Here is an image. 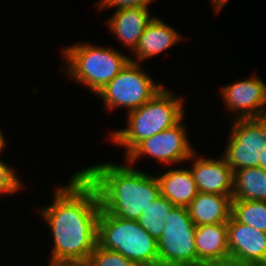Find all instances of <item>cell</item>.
Wrapping results in <instances>:
<instances>
[{
    "label": "cell",
    "instance_id": "obj_1",
    "mask_svg": "<svg viewBox=\"0 0 266 266\" xmlns=\"http://www.w3.org/2000/svg\"><path fill=\"white\" fill-rule=\"evenodd\" d=\"M55 187L52 203L38 213L52 235L50 260L87 262L97 245L100 203L95 188L76 170Z\"/></svg>",
    "mask_w": 266,
    "mask_h": 266
},
{
    "label": "cell",
    "instance_id": "obj_2",
    "mask_svg": "<svg viewBox=\"0 0 266 266\" xmlns=\"http://www.w3.org/2000/svg\"><path fill=\"white\" fill-rule=\"evenodd\" d=\"M95 188L100 209L118 218L137 220L160 195L156 175L135 166L100 163L78 170Z\"/></svg>",
    "mask_w": 266,
    "mask_h": 266
},
{
    "label": "cell",
    "instance_id": "obj_3",
    "mask_svg": "<svg viewBox=\"0 0 266 266\" xmlns=\"http://www.w3.org/2000/svg\"><path fill=\"white\" fill-rule=\"evenodd\" d=\"M184 98L163 87L141 107L127 112L125 128L112 130L109 141L124 147L126 156L140 141L179 123L185 116Z\"/></svg>",
    "mask_w": 266,
    "mask_h": 266
},
{
    "label": "cell",
    "instance_id": "obj_4",
    "mask_svg": "<svg viewBox=\"0 0 266 266\" xmlns=\"http://www.w3.org/2000/svg\"><path fill=\"white\" fill-rule=\"evenodd\" d=\"M65 65L60 67L69 80L97 94L131 61L114 47L75 43L62 50Z\"/></svg>",
    "mask_w": 266,
    "mask_h": 266
},
{
    "label": "cell",
    "instance_id": "obj_5",
    "mask_svg": "<svg viewBox=\"0 0 266 266\" xmlns=\"http://www.w3.org/2000/svg\"><path fill=\"white\" fill-rule=\"evenodd\" d=\"M97 244L122 254L138 266L159 264L157 241L136 220L118 218L100 209Z\"/></svg>",
    "mask_w": 266,
    "mask_h": 266
},
{
    "label": "cell",
    "instance_id": "obj_6",
    "mask_svg": "<svg viewBox=\"0 0 266 266\" xmlns=\"http://www.w3.org/2000/svg\"><path fill=\"white\" fill-rule=\"evenodd\" d=\"M163 87L162 83L158 84L144 71L141 63L130 61L96 95L103 99V105L108 112L121 107L127 113L141 107Z\"/></svg>",
    "mask_w": 266,
    "mask_h": 266
},
{
    "label": "cell",
    "instance_id": "obj_7",
    "mask_svg": "<svg viewBox=\"0 0 266 266\" xmlns=\"http://www.w3.org/2000/svg\"><path fill=\"white\" fill-rule=\"evenodd\" d=\"M226 148L221 154L233 173L244 168H263L266 148V118L231 121Z\"/></svg>",
    "mask_w": 266,
    "mask_h": 266
},
{
    "label": "cell",
    "instance_id": "obj_8",
    "mask_svg": "<svg viewBox=\"0 0 266 266\" xmlns=\"http://www.w3.org/2000/svg\"><path fill=\"white\" fill-rule=\"evenodd\" d=\"M196 225L187 207L174 206L157 241L159 264L193 266L202 264L195 246Z\"/></svg>",
    "mask_w": 266,
    "mask_h": 266
},
{
    "label": "cell",
    "instance_id": "obj_9",
    "mask_svg": "<svg viewBox=\"0 0 266 266\" xmlns=\"http://www.w3.org/2000/svg\"><path fill=\"white\" fill-rule=\"evenodd\" d=\"M184 118L176 125L140 141L125 157V161L134 167L142 157L155 159L158 164L172 166L187 162L196 150L188 138ZM140 159V160H139Z\"/></svg>",
    "mask_w": 266,
    "mask_h": 266
},
{
    "label": "cell",
    "instance_id": "obj_10",
    "mask_svg": "<svg viewBox=\"0 0 266 266\" xmlns=\"http://www.w3.org/2000/svg\"><path fill=\"white\" fill-rule=\"evenodd\" d=\"M220 89L219 95L225 102V108L233 114L230 120L263 117L266 109V83L257 74L238 79Z\"/></svg>",
    "mask_w": 266,
    "mask_h": 266
},
{
    "label": "cell",
    "instance_id": "obj_11",
    "mask_svg": "<svg viewBox=\"0 0 266 266\" xmlns=\"http://www.w3.org/2000/svg\"><path fill=\"white\" fill-rule=\"evenodd\" d=\"M229 266H266V233L238 222H227Z\"/></svg>",
    "mask_w": 266,
    "mask_h": 266
},
{
    "label": "cell",
    "instance_id": "obj_12",
    "mask_svg": "<svg viewBox=\"0 0 266 266\" xmlns=\"http://www.w3.org/2000/svg\"><path fill=\"white\" fill-rule=\"evenodd\" d=\"M198 153V154H197ZM193 161L189 168L198 192L218 195H232L234 173L221 155L214 158L199 156L196 150L188 161Z\"/></svg>",
    "mask_w": 266,
    "mask_h": 266
},
{
    "label": "cell",
    "instance_id": "obj_13",
    "mask_svg": "<svg viewBox=\"0 0 266 266\" xmlns=\"http://www.w3.org/2000/svg\"><path fill=\"white\" fill-rule=\"evenodd\" d=\"M149 8L117 10L107 19V28L130 52H133L147 25L154 18Z\"/></svg>",
    "mask_w": 266,
    "mask_h": 266
},
{
    "label": "cell",
    "instance_id": "obj_14",
    "mask_svg": "<svg viewBox=\"0 0 266 266\" xmlns=\"http://www.w3.org/2000/svg\"><path fill=\"white\" fill-rule=\"evenodd\" d=\"M183 37L177 29L169 26L156 16L147 25L139 42L133 51L135 58L130 56L131 62L142 63L145 60L167 51L172 46L182 43Z\"/></svg>",
    "mask_w": 266,
    "mask_h": 266
},
{
    "label": "cell",
    "instance_id": "obj_15",
    "mask_svg": "<svg viewBox=\"0 0 266 266\" xmlns=\"http://www.w3.org/2000/svg\"><path fill=\"white\" fill-rule=\"evenodd\" d=\"M195 246L201 263L229 266L227 223L196 226Z\"/></svg>",
    "mask_w": 266,
    "mask_h": 266
},
{
    "label": "cell",
    "instance_id": "obj_16",
    "mask_svg": "<svg viewBox=\"0 0 266 266\" xmlns=\"http://www.w3.org/2000/svg\"><path fill=\"white\" fill-rule=\"evenodd\" d=\"M232 199V195L198 192L187 210L196 226L227 223L231 217Z\"/></svg>",
    "mask_w": 266,
    "mask_h": 266
},
{
    "label": "cell",
    "instance_id": "obj_17",
    "mask_svg": "<svg viewBox=\"0 0 266 266\" xmlns=\"http://www.w3.org/2000/svg\"><path fill=\"white\" fill-rule=\"evenodd\" d=\"M156 177L160 186V194L174 206L187 207L198 194V190L188 167L170 168Z\"/></svg>",
    "mask_w": 266,
    "mask_h": 266
},
{
    "label": "cell",
    "instance_id": "obj_18",
    "mask_svg": "<svg viewBox=\"0 0 266 266\" xmlns=\"http://www.w3.org/2000/svg\"><path fill=\"white\" fill-rule=\"evenodd\" d=\"M232 200L266 201V171L261 167L234 172Z\"/></svg>",
    "mask_w": 266,
    "mask_h": 266
},
{
    "label": "cell",
    "instance_id": "obj_19",
    "mask_svg": "<svg viewBox=\"0 0 266 266\" xmlns=\"http://www.w3.org/2000/svg\"><path fill=\"white\" fill-rule=\"evenodd\" d=\"M174 205L161 194L142 211L136 222L156 241L161 237L167 215Z\"/></svg>",
    "mask_w": 266,
    "mask_h": 266
},
{
    "label": "cell",
    "instance_id": "obj_20",
    "mask_svg": "<svg viewBox=\"0 0 266 266\" xmlns=\"http://www.w3.org/2000/svg\"><path fill=\"white\" fill-rule=\"evenodd\" d=\"M231 215L238 222L266 233V201L232 200Z\"/></svg>",
    "mask_w": 266,
    "mask_h": 266
},
{
    "label": "cell",
    "instance_id": "obj_21",
    "mask_svg": "<svg viewBox=\"0 0 266 266\" xmlns=\"http://www.w3.org/2000/svg\"><path fill=\"white\" fill-rule=\"evenodd\" d=\"M87 266H138L134 261L129 260L122 254L104 249L98 244L89 255Z\"/></svg>",
    "mask_w": 266,
    "mask_h": 266
},
{
    "label": "cell",
    "instance_id": "obj_22",
    "mask_svg": "<svg viewBox=\"0 0 266 266\" xmlns=\"http://www.w3.org/2000/svg\"><path fill=\"white\" fill-rule=\"evenodd\" d=\"M17 174L15 168L0 158V196L13 195L23 189L24 182Z\"/></svg>",
    "mask_w": 266,
    "mask_h": 266
},
{
    "label": "cell",
    "instance_id": "obj_23",
    "mask_svg": "<svg viewBox=\"0 0 266 266\" xmlns=\"http://www.w3.org/2000/svg\"><path fill=\"white\" fill-rule=\"evenodd\" d=\"M95 3L98 10H107L115 8L114 11L125 9V8H149L148 5L156 0H97Z\"/></svg>",
    "mask_w": 266,
    "mask_h": 266
},
{
    "label": "cell",
    "instance_id": "obj_24",
    "mask_svg": "<svg viewBox=\"0 0 266 266\" xmlns=\"http://www.w3.org/2000/svg\"><path fill=\"white\" fill-rule=\"evenodd\" d=\"M47 266H87L85 262L79 261H56L50 260Z\"/></svg>",
    "mask_w": 266,
    "mask_h": 266
},
{
    "label": "cell",
    "instance_id": "obj_25",
    "mask_svg": "<svg viewBox=\"0 0 266 266\" xmlns=\"http://www.w3.org/2000/svg\"><path fill=\"white\" fill-rule=\"evenodd\" d=\"M209 1L212 8L214 9L213 11H215V13L218 14L229 0H209Z\"/></svg>",
    "mask_w": 266,
    "mask_h": 266
},
{
    "label": "cell",
    "instance_id": "obj_26",
    "mask_svg": "<svg viewBox=\"0 0 266 266\" xmlns=\"http://www.w3.org/2000/svg\"><path fill=\"white\" fill-rule=\"evenodd\" d=\"M5 140H6L5 136L3 135V132L0 129V155L3 152V149L5 148V144H6Z\"/></svg>",
    "mask_w": 266,
    "mask_h": 266
},
{
    "label": "cell",
    "instance_id": "obj_27",
    "mask_svg": "<svg viewBox=\"0 0 266 266\" xmlns=\"http://www.w3.org/2000/svg\"><path fill=\"white\" fill-rule=\"evenodd\" d=\"M263 169L266 171V148H265L264 154H263Z\"/></svg>",
    "mask_w": 266,
    "mask_h": 266
},
{
    "label": "cell",
    "instance_id": "obj_28",
    "mask_svg": "<svg viewBox=\"0 0 266 266\" xmlns=\"http://www.w3.org/2000/svg\"><path fill=\"white\" fill-rule=\"evenodd\" d=\"M193 266H224V265H219V264H198V265H193Z\"/></svg>",
    "mask_w": 266,
    "mask_h": 266
},
{
    "label": "cell",
    "instance_id": "obj_29",
    "mask_svg": "<svg viewBox=\"0 0 266 266\" xmlns=\"http://www.w3.org/2000/svg\"><path fill=\"white\" fill-rule=\"evenodd\" d=\"M156 266H185V265L157 264Z\"/></svg>",
    "mask_w": 266,
    "mask_h": 266
},
{
    "label": "cell",
    "instance_id": "obj_30",
    "mask_svg": "<svg viewBox=\"0 0 266 266\" xmlns=\"http://www.w3.org/2000/svg\"><path fill=\"white\" fill-rule=\"evenodd\" d=\"M263 118H266V109H265V112H264Z\"/></svg>",
    "mask_w": 266,
    "mask_h": 266
}]
</instances>
